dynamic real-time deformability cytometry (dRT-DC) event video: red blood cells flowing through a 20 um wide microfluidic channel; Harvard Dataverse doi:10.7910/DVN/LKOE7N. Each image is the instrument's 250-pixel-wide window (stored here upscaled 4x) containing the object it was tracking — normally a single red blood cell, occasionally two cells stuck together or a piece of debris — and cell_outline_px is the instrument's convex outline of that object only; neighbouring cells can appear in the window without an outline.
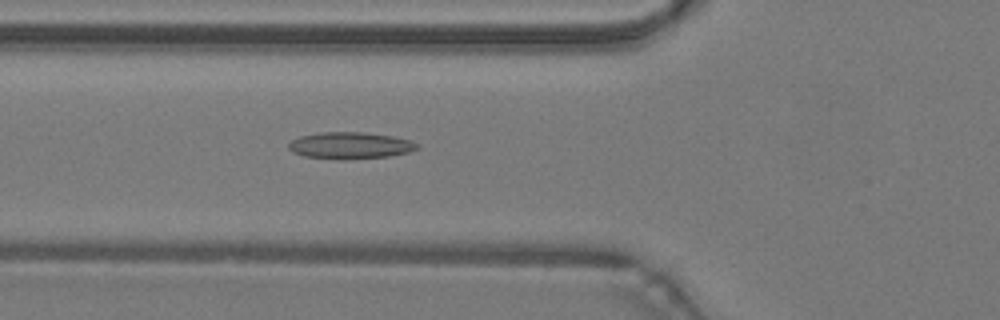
{"species": "common noctule bat (a hibernating species)", "species_latin": "Nyctalus noctula", "temperature_condition": "warm", "stored_images_in_passage": 48, "camera_frame_rate_fps": 3000, "um_per_image_px": 0.085, "animal": {"sex": "male", "body_mass_g": 19.2, "forearm_length_mm": 51.8}, "frame": {"image": 1, "passage_image": 18, "time_ms": 5.667, "image_size_px": [1000, 320], "cell_outline_px": [[420, 148], [408, 152], [388, 156], [340, 160], [304, 156], [288, 148], [288, 144], [292, 140], [300, 136], [320, 132], [364, 132], [392, 136], [412, 140], [420, 144]], "centroid_in_image_um": [29.81, 12.36], "position_along_channel_um": 96.0, "area_um2": 20.06}}
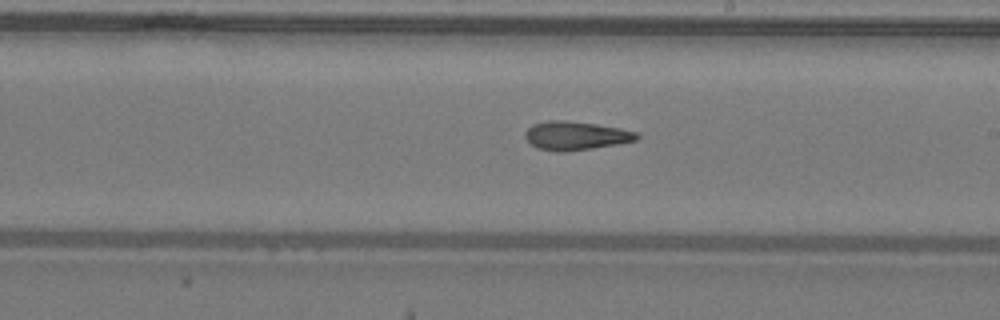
{"frame": {"image": 2, "passage_image": 28, "time_ms": 9.0, "image_size_px": [1000, 320], "cell_outline_px": [[640, 136], [636, 140], [616, 144], [592, 148], [564, 152], [556, 152], [536, 148], [524, 136], [528, 128], [532, 124], [548, 120], [564, 120], [596, 124], [620, 128], [636, 132]], "centroid_in_image_um": [48.91, 11.53], "position_along_channel_um": 240.1, "area_um2": 18.55}}
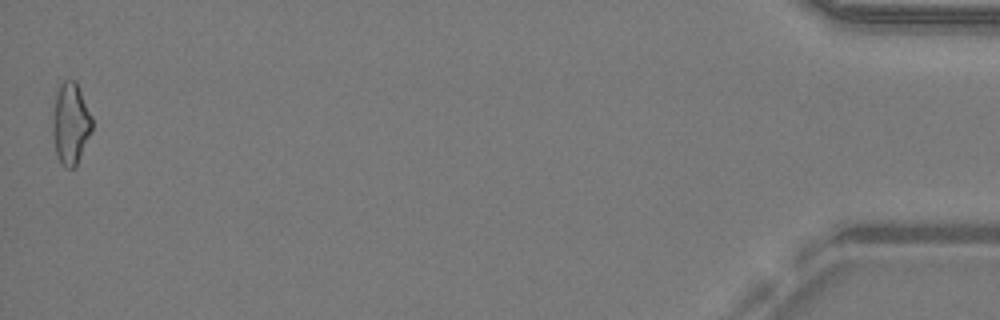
{"frame": {"image": 3, "passage_image": 48, "time_ms": 15.667, "image_size_px": [1000, 320], "cell_outline_px": [[92, 132], [76, 164], [72, 168], [64, 168], [60, 164], [56, 156], [52, 132], [52, 116], [56, 96], [60, 84], [64, 80], [76, 80], [92, 116]], "centroid_in_image_um": [5.99, 10.51], "position_along_channel_um": 429.2, "area_um2": 18.9}, "authors_computed_cell_mechanics": {"area_um2": 18.3804, "velocity_mm_per_s": 4.3028, "shape_relaxation_time_tau1_ms": null, "shape_relaxation_time_tau2_ms": 2.5327, "deformation_change_tau1": null, "deformation_change_tau2": 0.1196}}